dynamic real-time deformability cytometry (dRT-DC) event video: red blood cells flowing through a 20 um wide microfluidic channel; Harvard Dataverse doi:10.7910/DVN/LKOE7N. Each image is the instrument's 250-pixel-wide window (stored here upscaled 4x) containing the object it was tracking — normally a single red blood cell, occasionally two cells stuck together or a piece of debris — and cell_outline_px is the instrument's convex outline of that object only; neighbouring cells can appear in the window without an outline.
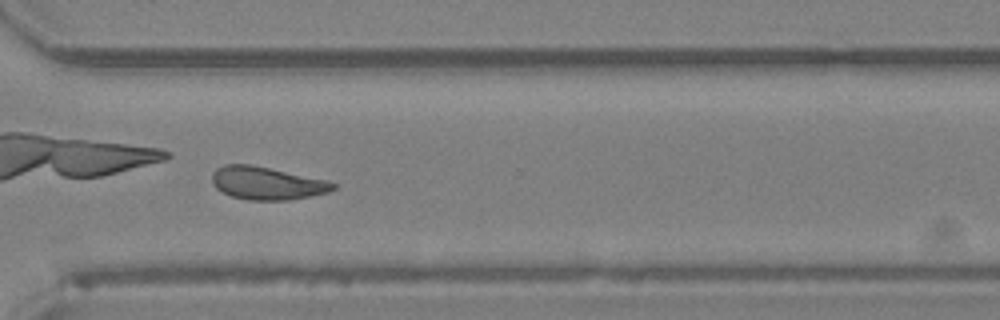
{"species": "Egyptian fruit bat (a non-hibernating species)", "species_latin": "Rousettus aegyptiacus", "temperature_condition": "room temperature", "stored_images_in_passage": 40, "camera_frame_rate_fps": 3000, "um_per_image_px": 0.085, "animal": {"sex": "female"}, "frame": {"image": 1, "passage_image": 29, "time_ms": 9.333, "image_size_px": [1000, 320], "cell_outline_px": [[336, 188], [328, 192], [288, 200], [248, 200], [232, 196], [216, 188], [212, 184], [212, 172], [216, 168], [224, 164], [252, 164], [328, 180], [336, 184]], "centroid_in_image_um": [22.67, 15.56], "position_along_channel_um": 347.9, "area_um2": 23.24}}